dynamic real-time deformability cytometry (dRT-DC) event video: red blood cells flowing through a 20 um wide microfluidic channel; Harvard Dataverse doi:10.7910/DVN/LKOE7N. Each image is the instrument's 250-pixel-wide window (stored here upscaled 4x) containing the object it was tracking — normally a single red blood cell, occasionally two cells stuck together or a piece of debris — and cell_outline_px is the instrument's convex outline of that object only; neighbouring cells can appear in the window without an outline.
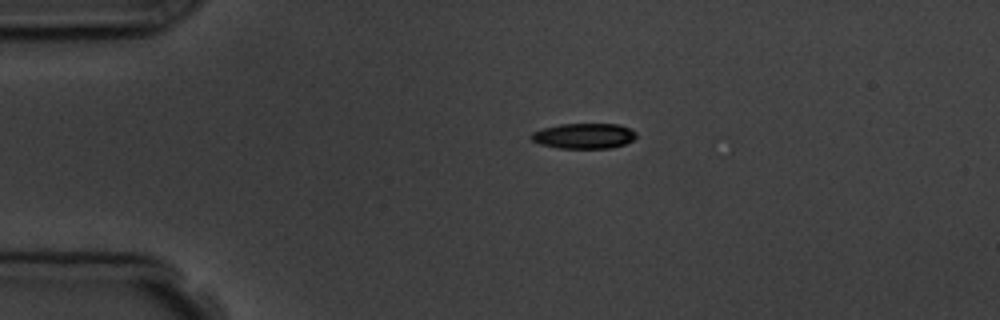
{"species": "common noctule bat (a hibernating species)", "species_latin": "Nyctalus noctula", "temperature_condition": "room temperature", "stored_images_in_passage": 2, "camera_frame_rate_fps": 3000, "um_per_image_px": 0.085, "animal": {"sex": "male", "body_mass_g": 19.5, "forearm_length_mm": 54.6}, "frame": {"image": 1, "passage_image": 1, "time_ms": 0.0, "image_size_px": [1000, 320], "cell_outline_px": [[636, 136], [632, 140], [624, 144], [608, 148], [560, 148], [540, 144], [532, 140], [528, 136], [532, 132], [540, 128], [560, 124], [620, 124], [636, 132]], "centroid_in_image_um": [49.58, 11.54], "position_along_channel_um": 35.4, "area_um2": 15.55}}